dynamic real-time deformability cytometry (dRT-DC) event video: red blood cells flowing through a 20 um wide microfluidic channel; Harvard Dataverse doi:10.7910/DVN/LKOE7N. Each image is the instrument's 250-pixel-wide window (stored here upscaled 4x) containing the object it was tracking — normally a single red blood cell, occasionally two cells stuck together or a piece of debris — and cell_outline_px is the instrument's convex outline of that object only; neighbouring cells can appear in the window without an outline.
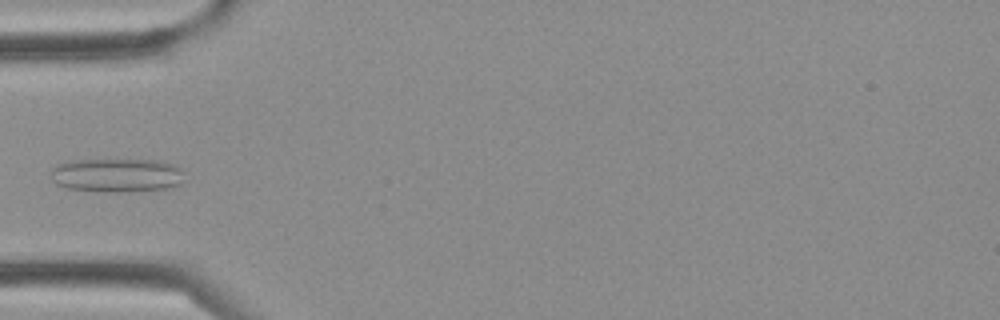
{"species": "Egyptian fruit bat (a non-hibernating species)", "species_latin": "Rousettus aegyptiacus", "temperature_condition": "cold", "stored_images_in_passage": 36, "camera_frame_rate_fps": 3000, "um_per_image_px": 0.085, "frame": {"image": 1, "passage_image": 12, "time_ms": 3.667, "image_size_px": [1000, 320], "cell_outline_px": [[184, 184], [168, 188], [120, 192], [104, 192], [64, 188], [56, 184], [52, 180], [52, 168], [56, 164], [72, 160], [164, 160], [180, 168]], "centroid_in_image_um": [9.92, 14.9], "position_along_channel_um": 75.1, "area_um2": 26.59}}
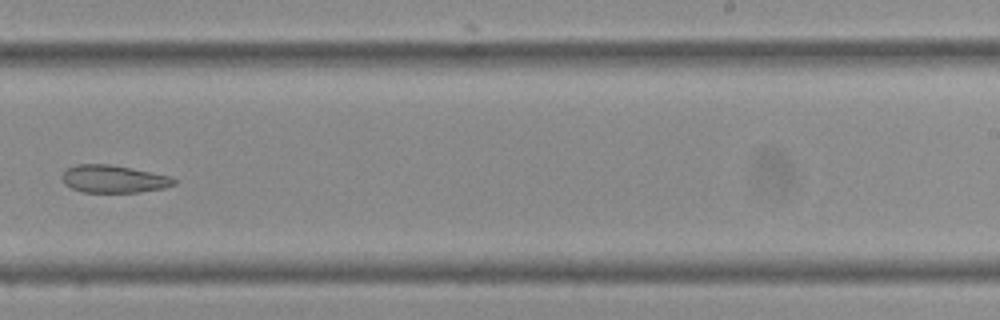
{"frame": {"image": 2, "passage_image": 23, "time_ms": 7.333, "image_size_px": [1000, 320], "cell_outline_px": [[176, 184], [164, 188], [140, 192], [84, 192], [72, 188], [64, 184], [60, 176], [68, 168], [76, 164], [108, 164], [132, 168], [168, 176], [176, 180]], "centroid_in_image_um": [9.63, 15.21], "position_along_channel_um": 279.4, "area_um2": 17.92}}
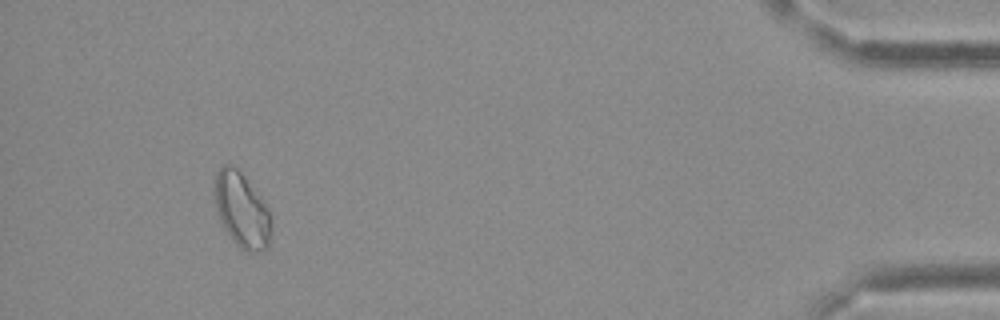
{"frame": {"image": 3, "passage_image": 34, "time_ms": 11.0, "image_size_px": [1000, 320], "cell_outline_px": [[272, 232], [268, 248], [264, 252], [244, 252], [236, 244], [224, 228], [220, 220], [216, 208], [212, 188], [216, 172], [224, 164], [228, 164], [236, 168], [244, 176], [268, 208], [272, 220]], "centroid_in_image_um": [20.55, 17.89], "position_along_channel_um": 414.6, "area_um2": 25.09}}